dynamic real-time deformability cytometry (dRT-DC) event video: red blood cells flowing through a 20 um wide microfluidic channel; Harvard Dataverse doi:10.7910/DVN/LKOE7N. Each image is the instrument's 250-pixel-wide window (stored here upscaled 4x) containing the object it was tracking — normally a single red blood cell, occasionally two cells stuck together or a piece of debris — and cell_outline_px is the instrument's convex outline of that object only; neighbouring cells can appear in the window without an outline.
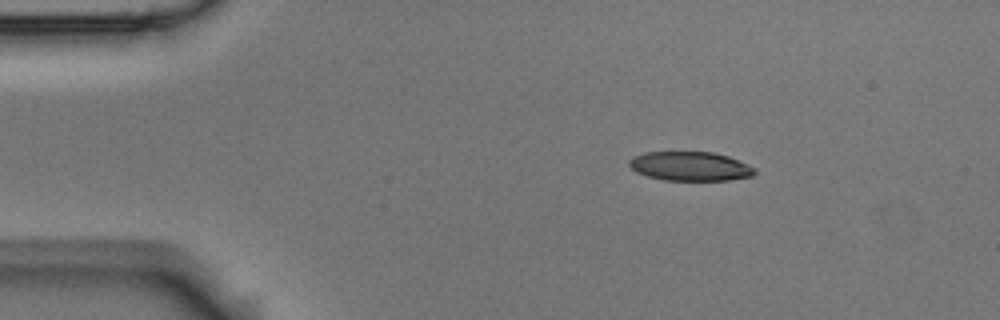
{"species": "Egyptian fruit bat (a non-hibernating species)", "species_latin": "Rousettus aegyptiacus", "temperature_condition": "room temperature", "stored_images_in_passage": 3, "camera_frame_rate_fps": 3000, "um_per_image_px": 0.085, "animal": {"sex": "male"}, "frame": {"image": 1, "passage_image": 1, "time_ms": 0.0, "image_size_px": [1000, 320], "cell_outline_px": [[756, 172], [752, 176], [728, 180], [664, 180], [648, 176], [636, 172], [628, 164], [628, 160], [632, 156], [644, 152], [712, 152], [728, 156], [756, 168]], "centroid_in_image_um": [58.64, 14.12], "position_along_channel_um": 26.4, "area_um2": 21.33}}